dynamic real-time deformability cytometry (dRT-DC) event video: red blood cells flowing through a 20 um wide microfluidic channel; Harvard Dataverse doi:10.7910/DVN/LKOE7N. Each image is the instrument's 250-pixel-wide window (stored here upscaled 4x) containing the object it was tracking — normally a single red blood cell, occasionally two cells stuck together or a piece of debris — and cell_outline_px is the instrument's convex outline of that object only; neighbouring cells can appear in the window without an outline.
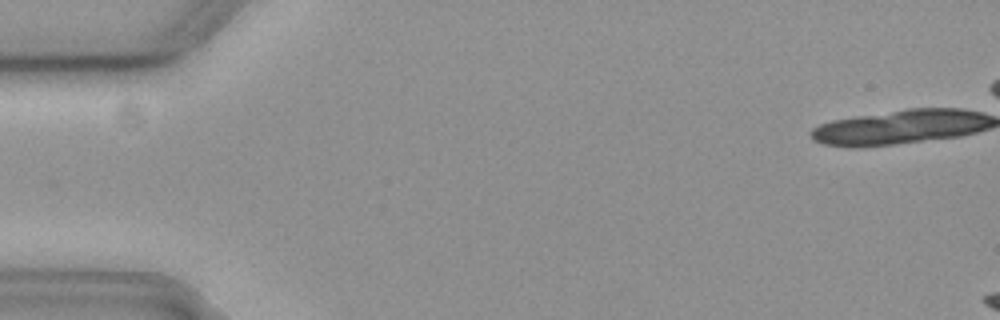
{"species": "common noctule bat (a hibernating species)", "species_latin": "Nyctalus noctula", "temperature_condition": "cold", "stored_images_in_passage": 1, "camera_frame_rate_fps": 3000, "um_per_image_px": 0.085, "animal": {"sex": "female", "body_mass_g": 19.3, "forearm_length_mm": 54.1}, "frame": {"image": 1, "passage_image": 1, "time_ms": 0.0, "image_size_px": [1000, 320], "cell_outline_px": [[196, 16], [188, 32], [184, 36], [172, 40], [128, 44], [48, 44], [48, 40], [192, 16]], "centroid_in_image_um": [11.36, 2.86], "position_along_channel_um": 73.6, "area_um2": 14.85}}